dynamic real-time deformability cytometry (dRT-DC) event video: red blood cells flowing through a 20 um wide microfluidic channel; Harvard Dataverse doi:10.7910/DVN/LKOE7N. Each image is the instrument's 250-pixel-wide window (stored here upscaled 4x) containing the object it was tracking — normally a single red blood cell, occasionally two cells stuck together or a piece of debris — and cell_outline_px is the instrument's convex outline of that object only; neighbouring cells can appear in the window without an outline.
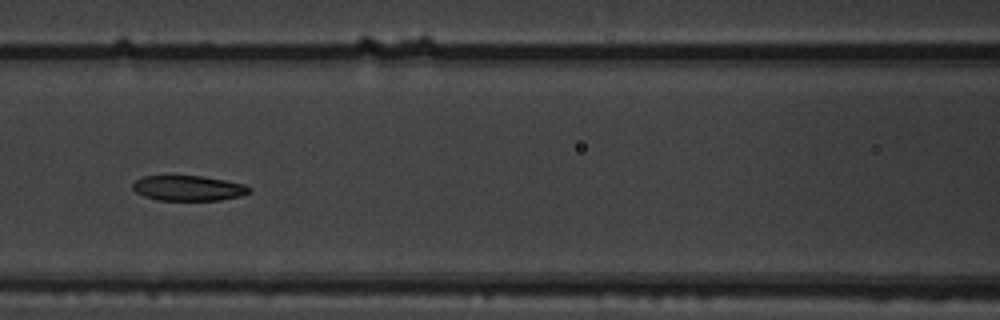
{"species": "common noctule bat (a hibernating species)", "species_latin": "Nyctalus noctula", "temperature_condition": "warm", "stored_images_in_passage": 10, "segment_of_instrument_passage": [1, 2], "camera_frame_rate_fps": 3000, "um_per_image_px": 0.085, "animal": {"sex": "male", "body_mass_g": 19.5, "forearm_length_mm": 54.6}, "frame": {"image": 1, "passage_image": 7, "time_ms": 2.0, "image_size_px": [1000, 320], "cell_outline_px": [[252, 192], [240, 196], [220, 200], [160, 200], [144, 196], [136, 192], [132, 188], [132, 184], [136, 180], [144, 176], [204, 176], [244, 184], [252, 188]], "centroid_in_image_um": [16.04, 15.99], "position_along_channel_um": 150.6, "area_um2": 17.11}}
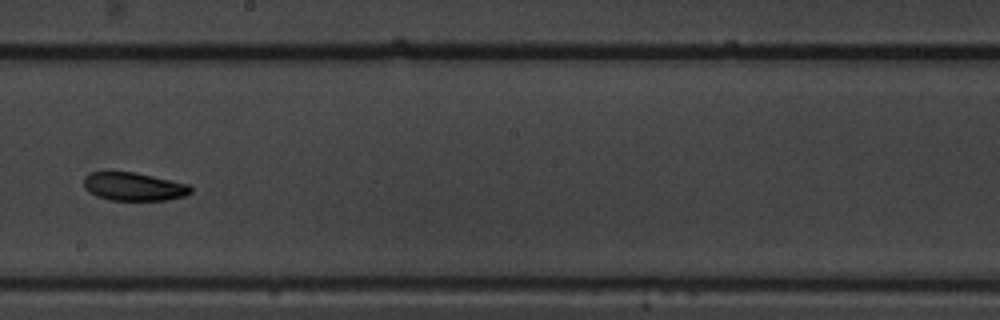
{"frame": {"image": 2, "passage_image": 9, "time_ms": 2.667, "image_size_px": [1000, 320], "cell_outline_px": [[192, 192], [184, 196], [168, 200], [108, 200], [96, 196], [88, 192], [84, 188], [84, 176], [88, 172], [136, 172], [188, 184], [192, 188]], "centroid_in_image_um": [11.34, 15.86], "position_along_channel_um": 236.9, "area_um2": 17.74}}